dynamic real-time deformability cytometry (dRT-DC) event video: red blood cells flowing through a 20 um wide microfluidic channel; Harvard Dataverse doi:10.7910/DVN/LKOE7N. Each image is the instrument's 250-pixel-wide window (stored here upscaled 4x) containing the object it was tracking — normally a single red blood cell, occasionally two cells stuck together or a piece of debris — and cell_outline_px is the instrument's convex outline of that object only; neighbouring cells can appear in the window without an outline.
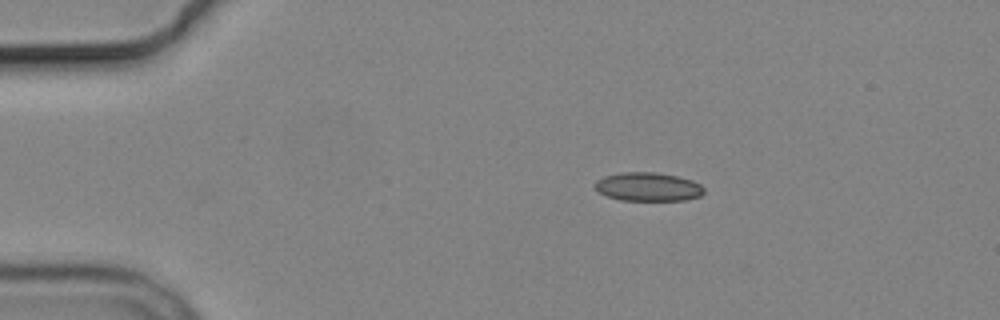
{"species": "common noctule bat (a hibernating species)", "species_latin": "Nyctalus noctula", "temperature_condition": "cold", "stored_images_in_passage": 4, "camera_frame_rate_fps": 3000, "um_per_image_px": 0.085, "animal": {"sex": "male", "body_mass_g": 19.2, "forearm_length_mm": 51.8}, "frame": {"image": 1, "passage_image": 1, "time_ms": 0.0, "image_size_px": [1000, 320], "cell_outline_px": [[704, 192], [700, 196], [684, 200], [620, 200], [608, 196], [600, 192], [592, 184], [596, 180], [604, 176], [624, 172], [656, 172], [676, 176], [692, 180], [700, 184], [704, 188]], "centroid_in_image_um": [55.08, 15.87], "position_along_channel_um": 29.9, "area_um2": 18.15}}
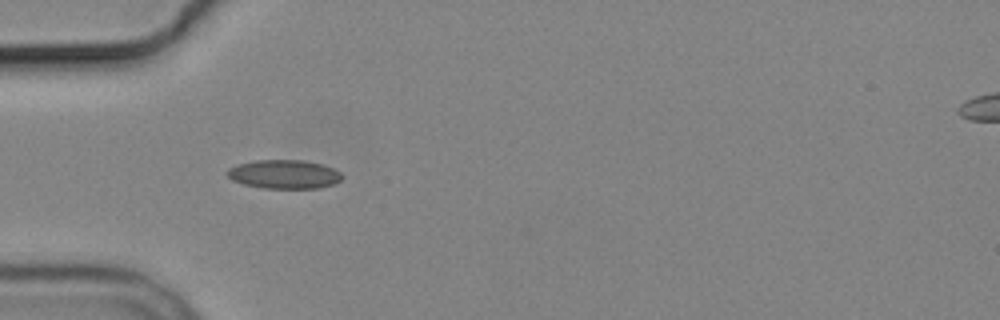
{"frame": {"image": 2, "passage_image": 3, "time_ms": 2.333, "image_size_px": [1000, 320], "cell_outline_px": [[344, 176], [340, 180], [332, 184], [316, 188], [264, 188], [244, 184], [232, 180], [224, 172], [228, 168], [236, 164], [256, 160], [304, 160], [324, 164], [340, 172]], "centroid_in_image_um": [24.12, 14.8], "position_along_channel_um": 60.9, "area_um2": 19.36}}
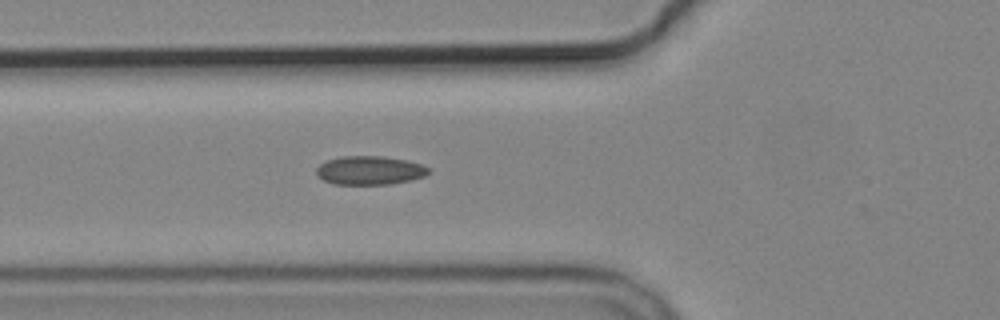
{"frame": {"image": 3, "passage_image": 4, "time_ms": 3.333, "image_size_px": [1000, 320], "cell_outline_px": [[428, 172], [424, 176], [408, 180], [388, 184], [336, 184], [324, 180], [316, 172], [316, 168], [320, 164], [328, 160], [340, 156], [384, 156], [408, 160], [420, 164], [428, 168]], "centroid_in_image_um": [31.41, 14.47], "position_along_channel_um": 94.4, "area_um2": 18.5}}